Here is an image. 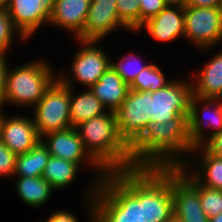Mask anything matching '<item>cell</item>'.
Instances as JSON below:
<instances>
[{
	"label": "cell",
	"mask_w": 222,
	"mask_h": 222,
	"mask_svg": "<svg viewBox=\"0 0 222 222\" xmlns=\"http://www.w3.org/2000/svg\"><path fill=\"white\" fill-rule=\"evenodd\" d=\"M92 184L91 222H166L173 216L171 168L115 171Z\"/></svg>",
	"instance_id": "cell-1"
},
{
	"label": "cell",
	"mask_w": 222,
	"mask_h": 222,
	"mask_svg": "<svg viewBox=\"0 0 222 222\" xmlns=\"http://www.w3.org/2000/svg\"><path fill=\"white\" fill-rule=\"evenodd\" d=\"M188 116L168 122L150 121L129 146L133 168H177L184 165L182 153L192 152L188 135ZM181 155V156H180Z\"/></svg>",
	"instance_id": "cell-2"
},
{
	"label": "cell",
	"mask_w": 222,
	"mask_h": 222,
	"mask_svg": "<svg viewBox=\"0 0 222 222\" xmlns=\"http://www.w3.org/2000/svg\"><path fill=\"white\" fill-rule=\"evenodd\" d=\"M74 128L85 150L107 173L132 169L131 152L120 137L114 112L107 111Z\"/></svg>",
	"instance_id": "cell-3"
},
{
	"label": "cell",
	"mask_w": 222,
	"mask_h": 222,
	"mask_svg": "<svg viewBox=\"0 0 222 222\" xmlns=\"http://www.w3.org/2000/svg\"><path fill=\"white\" fill-rule=\"evenodd\" d=\"M49 63L32 61L8 70L4 103L21 106H35L44 96L47 88L57 78Z\"/></svg>",
	"instance_id": "cell-4"
},
{
	"label": "cell",
	"mask_w": 222,
	"mask_h": 222,
	"mask_svg": "<svg viewBox=\"0 0 222 222\" xmlns=\"http://www.w3.org/2000/svg\"><path fill=\"white\" fill-rule=\"evenodd\" d=\"M33 121L39 136L72 127L70 120V86L58 77L34 106Z\"/></svg>",
	"instance_id": "cell-5"
},
{
	"label": "cell",
	"mask_w": 222,
	"mask_h": 222,
	"mask_svg": "<svg viewBox=\"0 0 222 222\" xmlns=\"http://www.w3.org/2000/svg\"><path fill=\"white\" fill-rule=\"evenodd\" d=\"M184 37L201 50L221 44V7L184 6Z\"/></svg>",
	"instance_id": "cell-6"
},
{
	"label": "cell",
	"mask_w": 222,
	"mask_h": 222,
	"mask_svg": "<svg viewBox=\"0 0 222 222\" xmlns=\"http://www.w3.org/2000/svg\"><path fill=\"white\" fill-rule=\"evenodd\" d=\"M114 113L120 137L130 146L151 121V93L130 89Z\"/></svg>",
	"instance_id": "cell-7"
},
{
	"label": "cell",
	"mask_w": 222,
	"mask_h": 222,
	"mask_svg": "<svg viewBox=\"0 0 222 222\" xmlns=\"http://www.w3.org/2000/svg\"><path fill=\"white\" fill-rule=\"evenodd\" d=\"M193 96L191 82L171 80L169 84L151 92V121L168 122L177 116H189Z\"/></svg>",
	"instance_id": "cell-8"
},
{
	"label": "cell",
	"mask_w": 222,
	"mask_h": 222,
	"mask_svg": "<svg viewBox=\"0 0 222 222\" xmlns=\"http://www.w3.org/2000/svg\"><path fill=\"white\" fill-rule=\"evenodd\" d=\"M41 141L48 148L50 156L62 158L78 165L85 161L86 164L93 166L94 169L96 168L100 172L99 177H96L97 184L107 174L85 150L83 142L74 127L47 133L41 137Z\"/></svg>",
	"instance_id": "cell-9"
},
{
	"label": "cell",
	"mask_w": 222,
	"mask_h": 222,
	"mask_svg": "<svg viewBox=\"0 0 222 222\" xmlns=\"http://www.w3.org/2000/svg\"><path fill=\"white\" fill-rule=\"evenodd\" d=\"M222 99L200 98L192 96L190 104V112L187 119L189 141L193 148L203 146L211 137L222 131ZM207 103L202 109L201 116L199 115L198 104ZM208 118H207V116ZM211 115V116H210ZM209 119V120H208ZM206 122V123H205ZM208 124V125H207ZM204 126L212 128L214 131L210 134L207 140L203 139Z\"/></svg>",
	"instance_id": "cell-10"
},
{
	"label": "cell",
	"mask_w": 222,
	"mask_h": 222,
	"mask_svg": "<svg viewBox=\"0 0 222 222\" xmlns=\"http://www.w3.org/2000/svg\"><path fill=\"white\" fill-rule=\"evenodd\" d=\"M173 216L181 222H209L199 191L176 169L171 168Z\"/></svg>",
	"instance_id": "cell-11"
},
{
	"label": "cell",
	"mask_w": 222,
	"mask_h": 222,
	"mask_svg": "<svg viewBox=\"0 0 222 222\" xmlns=\"http://www.w3.org/2000/svg\"><path fill=\"white\" fill-rule=\"evenodd\" d=\"M55 0H8L5 8L14 27L27 39L43 24L50 21Z\"/></svg>",
	"instance_id": "cell-12"
},
{
	"label": "cell",
	"mask_w": 222,
	"mask_h": 222,
	"mask_svg": "<svg viewBox=\"0 0 222 222\" xmlns=\"http://www.w3.org/2000/svg\"><path fill=\"white\" fill-rule=\"evenodd\" d=\"M78 41L83 48L74 56L71 71L74 78L72 79L90 88L110 67L111 61L106 52L97 47L98 41Z\"/></svg>",
	"instance_id": "cell-13"
},
{
	"label": "cell",
	"mask_w": 222,
	"mask_h": 222,
	"mask_svg": "<svg viewBox=\"0 0 222 222\" xmlns=\"http://www.w3.org/2000/svg\"><path fill=\"white\" fill-rule=\"evenodd\" d=\"M117 26L130 30L118 17L117 0H91L80 40L99 42Z\"/></svg>",
	"instance_id": "cell-14"
},
{
	"label": "cell",
	"mask_w": 222,
	"mask_h": 222,
	"mask_svg": "<svg viewBox=\"0 0 222 222\" xmlns=\"http://www.w3.org/2000/svg\"><path fill=\"white\" fill-rule=\"evenodd\" d=\"M0 140L16 155L24 154L35 147L41 137L33 118L22 116L5 117L1 124Z\"/></svg>",
	"instance_id": "cell-15"
},
{
	"label": "cell",
	"mask_w": 222,
	"mask_h": 222,
	"mask_svg": "<svg viewBox=\"0 0 222 222\" xmlns=\"http://www.w3.org/2000/svg\"><path fill=\"white\" fill-rule=\"evenodd\" d=\"M144 26L157 41L168 42L184 36V5L168 4L156 16L144 22L137 31Z\"/></svg>",
	"instance_id": "cell-16"
},
{
	"label": "cell",
	"mask_w": 222,
	"mask_h": 222,
	"mask_svg": "<svg viewBox=\"0 0 222 222\" xmlns=\"http://www.w3.org/2000/svg\"><path fill=\"white\" fill-rule=\"evenodd\" d=\"M90 4L91 0H55L49 23L75 33L80 40Z\"/></svg>",
	"instance_id": "cell-17"
},
{
	"label": "cell",
	"mask_w": 222,
	"mask_h": 222,
	"mask_svg": "<svg viewBox=\"0 0 222 222\" xmlns=\"http://www.w3.org/2000/svg\"><path fill=\"white\" fill-rule=\"evenodd\" d=\"M89 89L108 111L115 112L126 99L130 86L110 66Z\"/></svg>",
	"instance_id": "cell-18"
},
{
	"label": "cell",
	"mask_w": 222,
	"mask_h": 222,
	"mask_svg": "<svg viewBox=\"0 0 222 222\" xmlns=\"http://www.w3.org/2000/svg\"><path fill=\"white\" fill-rule=\"evenodd\" d=\"M66 74H58L57 77L67 86H70V120L72 127L79 125L80 123L90 120L93 117L102 115L105 112L104 105L100 100L90 91L88 88L85 92L76 95L75 99L73 95V84L71 79ZM72 88V89H71Z\"/></svg>",
	"instance_id": "cell-19"
},
{
	"label": "cell",
	"mask_w": 222,
	"mask_h": 222,
	"mask_svg": "<svg viewBox=\"0 0 222 222\" xmlns=\"http://www.w3.org/2000/svg\"><path fill=\"white\" fill-rule=\"evenodd\" d=\"M196 74L193 95L200 98L222 99V51L211 58Z\"/></svg>",
	"instance_id": "cell-20"
},
{
	"label": "cell",
	"mask_w": 222,
	"mask_h": 222,
	"mask_svg": "<svg viewBox=\"0 0 222 222\" xmlns=\"http://www.w3.org/2000/svg\"><path fill=\"white\" fill-rule=\"evenodd\" d=\"M199 150L203 155L200 157V162H195L198 171L189 174L202 186L222 190V157L209 152L204 146L193 148L191 153Z\"/></svg>",
	"instance_id": "cell-21"
},
{
	"label": "cell",
	"mask_w": 222,
	"mask_h": 222,
	"mask_svg": "<svg viewBox=\"0 0 222 222\" xmlns=\"http://www.w3.org/2000/svg\"><path fill=\"white\" fill-rule=\"evenodd\" d=\"M16 189L20 199L29 206L41 207L55 189L42 177H17Z\"/></svg>",
	"instance_id": "cell-22"
},
{
	"label": "cell",
	"mask_w": 222,
	"mask_h": 222,
	"mask_svg": "<svg viewBox=\"0 0 222 222\" xmlns=\"http://www.w3.org/2000/svg\"><path fill=\"white\" fill-rule=\"evenodd\" d=\"M50 153L40 141L35 147L16 157L14 175L17 177H40L48 162Z\"/></svg>",
	"instance_id": "cell-23"
},
{
	"label": "cell",
	"mask_w": 222,
	"mask_h": 222,
	"mask_svg": "<svg viewBox=\"0 0 222 222\" xmlns=\"http://www.w3.org/2000/svg\"><path fill=\"white\" fill-rule=\"evenodd\" d=\"M79 165L77 163L50 156L44 168L42 177L55 189L66 188L76 177Z\"/></svg>",
	"instance_id": "cell-24"
},
{
	"label": "cell",
	"mask_w": 222,
	"mask_h": 222,
	"mask_svg": "<svg viewBox=\"0 0 222 222\" xmlns=\"http://www.w3.org/2000/svg\"><path fill=\"white\" fill-rule=\"evenodd\" d=\"M185 165L181 167H177L176 169L199 191L200 193V201L201 206L204 213L208 216V218H212L217 216L222 212V190L209 188L206 186L200 185L187 171L188 166H193L195 163L191 165ZM186 167V168H185Z\"/></svg>",
	"instance_id": "cell-25"
},
{
	"label": "cell",
	"mask_w": 222,
	"mask_h": 222,
	"mask_svg": "<svg viewBox=\"0 0 222 222\" xmlns=\"http://www.w3.org/2000/svg\"><path fill=\"white\" fill-rule=\"evenodd\" d=\"M171 82L165 80L161 69L155 64H148L134 79L130 89L139 92H154Z\"/></svg>",
	"instance_id": "cell-26"
},
{
	"label": "cell",
	"mask_w": 222,
	"mask_h": 222,
	"mask_svg": "<svg viewBox=\"0 0 222 222\" xmlns=\"http://www.w3.org/2000/svg\"><path fill=\"white\" fill-rule=\"evenodd\" d=\"M132 53V54H131ZM133 52L124 56L120 62H111L110 66L117 72L122 80L129 86L133 83L136 76L146 67L142 65L138 56H134Z\"/></svg>",
	"instance_id": "cell-27"
},
{
	"label": "cell",
	"mask_w": 222,
	"mask_h": 222,
	"mask_svg": "<svg viewBox=\"0 0 222 222\" xmlns=\"http://www.w3.org/2000/svg\"><path fill=\"white\" fill-rule=\"evenodd\" d=\"M140 1L117 0L118 17L130 31H137L140 28Z\"/></svg>",
	"instance_id": "cell-28"
},
{
	"label": "cell",
	"mask_w": 222,
	"mask_h": 222,
	"mask_svg": "<svg viewBox=\"0 0 222 222\" xmlns=\"http://www.w3.org/2000/svg\"><path fill=\"white\" fill-rule=\"evenodd\" d=\"M18 34L20 37L19 42L23 40L24 37L20 32L14 27L12 20L9 16V12L5 7L0 8V51L6 53L8 48H10L11 42L14 40V35Z\"/></svg>",
	"instance_id": "cell-29"
},
{
	"label": "cell",
	"mask_w": 222,
	"mask_h": 222,
	"mask_svg": "<svg viewBox=\"0 0 222 222\" xmlns=\"http://www.w3.org/2000/svg\"><path fill=\"white\" fill-rule=\"evenodd\" d=\"M168 4L167 0H141L140 27L144 22L161 12Z\"/></svg>",
	"instance_id": "cell-30"
},
{
	"label": "cell",
	"mask_w": 222,
	"mask_h": 222,
	"mask_svg": "<svg viewBox=\"0 0 222 222\" xmlns=\"http://www.w3.org/2000/svg\"><path fill=\"white\" fill-rule=\"evenodd\" d=\"M17 155L0 140V176H12L15 171Z\"/></svg>",
	"instance_id": "cell-31"
},
{
	"label": "cell",
	"mask_w": 222,
	"mask_h": 222,
	"mask_svg": "<svg viewBox=\"0 0 222 222\" xmlns=\"http://www.w3.org/2000/svg\"><path fill=\"white\" fill-rule=\"evenodd\" d=\"M6 53L0 51V107L4 105V95L6 91V80L8 73V66L6 60Z\"/></svg>",
	"instance_id": "cell-32"
},
{
	"label": "cell",
	"mask_w": 222,
	"mask_h": 222,
	"mask_svg": "<svg viewBox=\"0 0 222 222\" xmlns=\"http://www.w3.org/2000/svg\"><path fill=\"white\" fill-rule=\"evenodd\" d=\"M203 146L214 155L222 157V131L211 137Z\"/></svg>",
	"instance_id": "cell-33"
},
{
	"label": "cell",
	"mask_w": 222,
	"mask_h": 222,
	"mask_svg": "<svg viewBox=\"0 0 222 222\" xmlns=\"http://www.w3.org/2000/svg\"><path fill=\"white\" fill-rule=\"evenodd\" d=\"M43 222H78L77 217L74 214L60 210L56 211L55 213L51 214L50 217Z\"/></svg>",
	"instance_id": "cell-34"
},
{
	"label": "cell",
	"mask_w": 222,
	"mask_h": 222,
	"mask_svg": "<svg viewBox=\"0 0 222 222\" xmlns=\"http://www.w3.org/2000/svg\"><path fill=\"white\" fill-rule=\"evenodd\" d=\"M222 0H187L184 6L221 7Z\"/></svg>",
	"instance_id": "cell-35"
},
{
	"label": "cell",
	"mask_w": 222,
	"mask_h": 222,
	"mask_svg": "<svg viewBox=\"0 0 222 222\" xmlns=\"http://www.w3.org/2000/svg\"><path fill=\"white\" fill-rule=\"evenodd\" d=\"M209 222H222V212L215 217L209 218Z\"/></svg>",
	"instance_id": "cell-36"
},
{
	"label": "cell",
	"mask_w": 222,
	"mask_h": 222,
	"mask_svg": "<svg viewBox=\"0 0 222 222\" xmlns=\"http://www.w3.org/2000/svg\"><path fill=\"white\" fill-rule=\"evenodd\" d=\"M187 0H167L169 4H181L184 5Z\"/></svg>",
	"instance_id": "cell-37"
},
{
	"label": "cell",
	"mask_w": 222,
	"mask_h": 222,
	"mask_svg": "<svg viewBox=\"0 0 222 222\" xmlns=\"http://www.w3.org/2000/svg\"><path fill=\"white\" fill-rule=\"evenodd\" d=\"M166 222H181L179 219L175 218L174 216H172L169 220H167Z\"/></svg>",
	"instance_id": "cell-38"
},
{
	"label": "cell",
	"mask_w": 222,
	"mask_h": 222,
	"mask_svg": "<svg viewBox=\"0 0 222 222\" xmlns=\"http://www.w3.org/2000/svg\"><path fill=\"white\" fill-rule=\"evenodd\" d=\"M8 0H0V8L5 7Z\"/></svg>",
	"instance_id": "cell-39"
},
{
	"label": "cell",
	"mask_w": 222,
	"mask_h": 222,
	"mask_svg": "<svg viewBox=\"0 0 222 222\" xmlns=\"http://www.w3.org/2000/svg\"><path fill=\"white\" fill-rule=\"evenodd\" d=\"M3 107H0V131H1V124H2V121H3V113H1V109H2Z\"/></svg>",
	"instance_id": "cell-40"
}]
</instances>
